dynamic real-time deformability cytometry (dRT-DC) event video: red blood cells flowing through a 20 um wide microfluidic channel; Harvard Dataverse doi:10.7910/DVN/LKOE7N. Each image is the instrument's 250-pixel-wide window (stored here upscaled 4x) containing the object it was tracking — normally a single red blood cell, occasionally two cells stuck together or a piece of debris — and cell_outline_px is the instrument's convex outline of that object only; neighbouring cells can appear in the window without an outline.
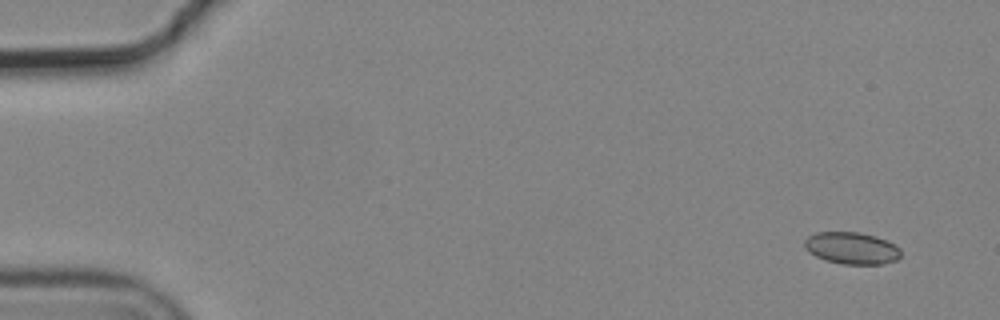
{"species": "common noctule bat (a hibernating species)", "species_latin": "Nyctalus noctula", "temperature_condition": "cold", "stored_images_in_passage": 5, "camera_frame_rate_fps": 3000, "um_per_image_px": 0.085, "animal": {"sex": "male", "body_mass_g": 19.2, "forearm_length_mm": 51.8}, "frame": {"image": 1, "passage_image": 1, "time_ms": 0.0, "image_size_px": [1000, 320], "cell_outline_px": [[900, 256], [896, 260], [880, 264], [840, 264], [824, 260], [808, 252], [804, 248], [804, 240], [808, 236], [816, 232], [860, 232], [876, 236], [888, 240], [900, 248]], "centroid_in_image_um": [72.37, 21.08], "position_along_channel_um": 12.6, "area_um2": 18.15}}
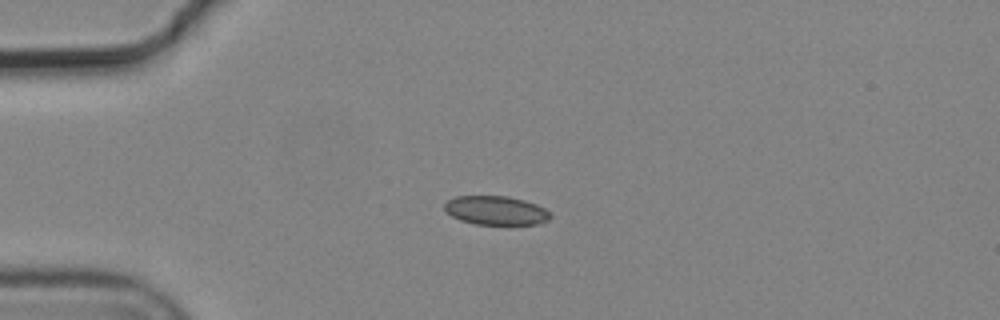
{"frame": {"image": 2, "passage_image": 4, "time_ms": 1.0, "image_size_px": [1000, 320], "cell_outline_px": [[552, 216], [548, 220], [536, 224], [476, 224], [460, 220], [452, 216], [444, 208], [444, 204], [448, 200], [456, 196], [508, 196], [524, 200], [536, 204], [544, 208]], "centroid_in_image_um": [42.15, 17.88], "position_along_channel_um": 42.9, "area_um2": 17.69}}